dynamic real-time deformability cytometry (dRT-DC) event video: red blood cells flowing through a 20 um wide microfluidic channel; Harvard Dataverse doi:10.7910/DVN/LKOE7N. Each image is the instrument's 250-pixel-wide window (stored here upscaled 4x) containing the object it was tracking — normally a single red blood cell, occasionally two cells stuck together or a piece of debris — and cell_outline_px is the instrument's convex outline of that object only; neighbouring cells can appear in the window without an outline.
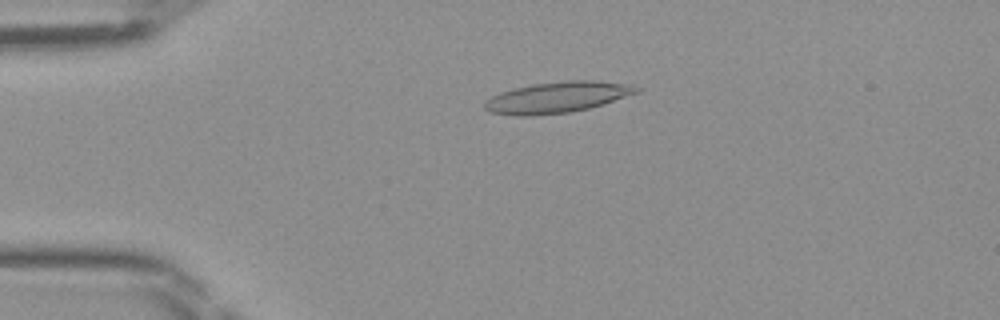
{"species": "Egyptian fruit bat (a non-hibernating species)", "species_latin": "Rousettus aegyptiacus", "temperature_condition": "room temperature", "stored_images_in_passage": 46, "camera_frame_rate_fps": 3000, "um_per_image_px": 0.085, "frame": {"image": 1, "passage_image": 10, "time_ms": 3.0, "image_size_px": [1000, 320], "cell_outline_px": [[640, 92], [588, 108], [568, 112], [528, 116], [516, 116], [488, 112], [484, 108], [484, 100], [500, 92], [532, 84], [568, 80], [592, 80], [624, 84], [640, 88]], "centroid_in_image_um": [47.29, 8.27], "position_along_channel_um": 37.7, "area_um2": 27.17}}
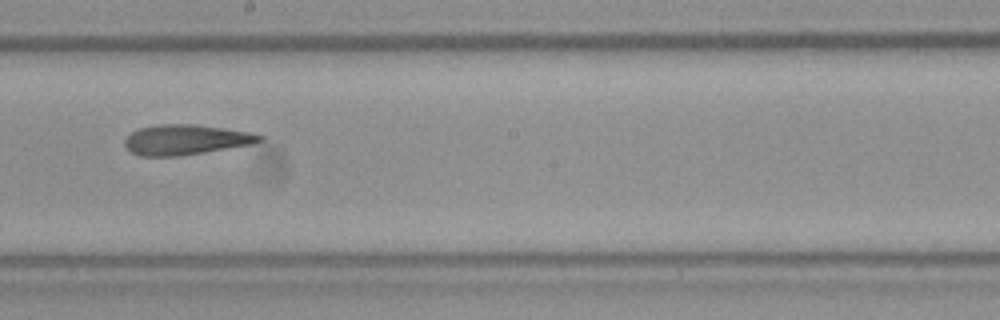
{"frame": {"image": 2, "passage_image": 26, "time_ms": 8.333, "image_size_px": [1000, 320], "cell_outline_px": [[264, 140], [252, 144], [180, 156], [140, 156], [132, 152], [124, 144], [124, 140], [132, 132], [140, 128], [156, 124], [192, 124], [224, 128], [252, 132], [264, 136]], "centroid_in_image_um": [15.81, 11.87], "position_along_channel_um": 232.4, "area_um2": 23.64}}
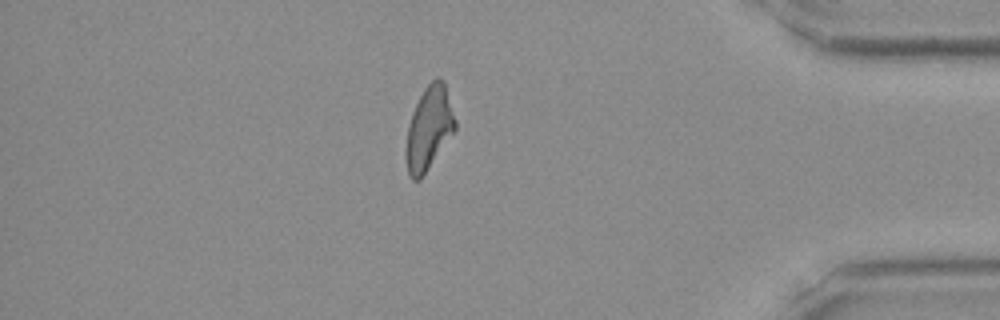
{"frame": {"image": 3, "passage_image": 40, "time_ms": 13.0, "image_size_px": [1000, 320], "cell_outline_px": [[456, 128], [420, 180], [412, 180], [408, 176], [404, 156], [404, 152], [408, 124], [412, 112], [424, 88], [436, 76], [440, 76], [444, 80], [456, 120]], "centroid_in_image_um": [36.43, 10.9], "position_along_channel_um": 398.8, "area_um2": 24.1}}